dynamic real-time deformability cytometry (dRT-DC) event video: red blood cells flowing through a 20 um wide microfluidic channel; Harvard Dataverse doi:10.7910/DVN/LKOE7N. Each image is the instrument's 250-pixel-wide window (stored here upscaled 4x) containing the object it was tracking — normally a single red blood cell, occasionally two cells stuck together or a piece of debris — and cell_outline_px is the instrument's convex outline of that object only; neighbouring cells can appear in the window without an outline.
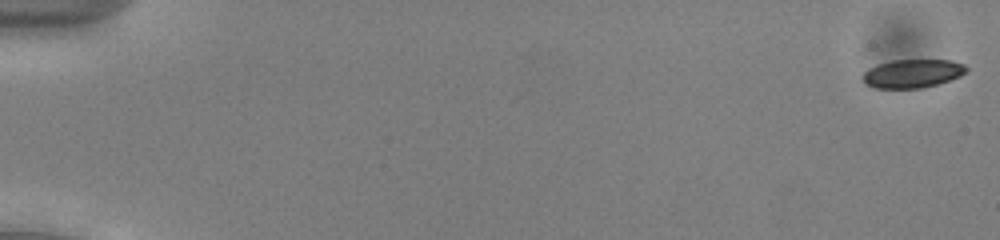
{"species": "common noctule bat (a hibernating species)", "species_latin": "Nyctalus noctula", "temperature_condition": "cold", "stored_images_in_passage": 17, "camera_frame_rate_fps": 3000, "um_per_image_px": 0.085, "animal": {"sex": "male", "body_mass_g": 13.0, "forearm_length_mm": 53.1}, "frame": {"image": 1, "passage_image": 1, "time_ms": 0.0, "image_size_px": [1000, 240], "cell_outline_px": [[968, 68], [960, 76], [936, 84], [920, 88], [876, 88], [868, 84], [864, 80], [864, 72], [868, 68], [876, 64], [892, 60], [952, 60], [964, 64]], "centroid_in_image_um": [77.56, 6.23], "position_along_channel_um": 7.4, "area_um2": 16.99}}